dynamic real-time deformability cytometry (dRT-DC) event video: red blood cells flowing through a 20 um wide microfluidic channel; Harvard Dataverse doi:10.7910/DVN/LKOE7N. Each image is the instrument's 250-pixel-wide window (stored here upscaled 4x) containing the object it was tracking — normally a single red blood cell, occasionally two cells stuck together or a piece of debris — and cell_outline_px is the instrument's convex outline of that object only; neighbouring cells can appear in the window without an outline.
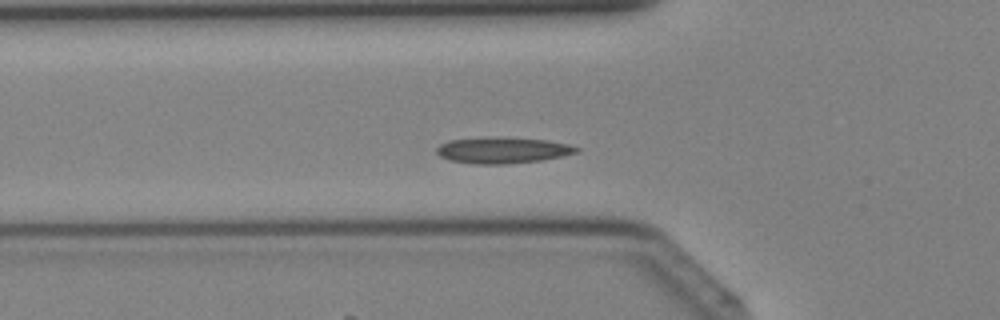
{"species": "Egyptian fruit bat (a non-hibernating species)", "species_latin": "Rousettus aegyptiacus", "temperature_condition": "cold", "stored_images_in_passage": 33, "camera_frame_rate_fps": 3000, "um_per_image_px": 0.085, "animal": {"sex": "female"}, "frame": {"image": 1, "passage_image": 6, "time_ms": 1.667, "image_size_px": [1000, 320], "cell_outline_px": [[580, 152], [540, 160], [504, 164], [476, 164], [448, 160], [440, 156], [436, 152], [436, 148], [440, 144], [448, 140], [544, 140], [568, 144], [580, 148]], "centroid_in_image_um": [42.72, 12.83], "position_along_channel_um": 83.1, "area_um2": 19.94}}
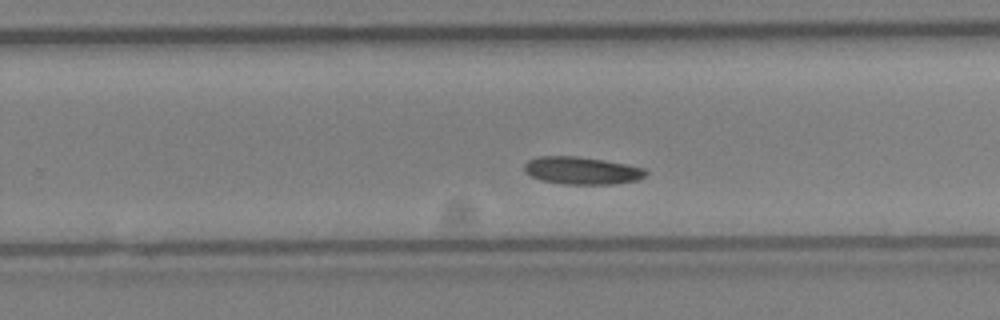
{"frame": {"image": 2, "passage_image": 18, "time_ms": 5.667, "image_size_px": [1000, 320], "cell_outline_px": [[648, 172], [640, 180], [612, 184], [564, 184], [540, 180], [524, 172], [524, 164], [528, 160], [540, 156], [576, 156], [604, 160], [644, 168]], "centroid_in_image_um": [49.44, 14.5], "position_along_channel_um": 280.4, "area_um2": 19.48}}
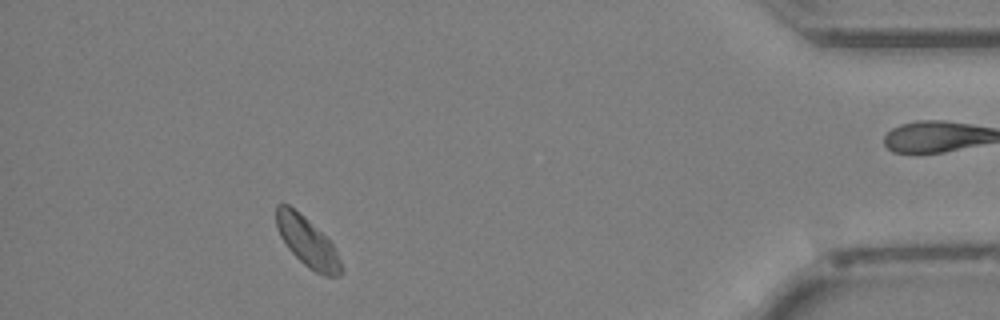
{"frame": {"image": 3, "passage_image": 29, "time_ms": 9.333, "image_size_px": [1000, 320], "cell_outline_px": [[344, 272], [340, 276], [324, 276], [308, 268], [288, 248], [280, 236], [276, 228], [276, 204], [288, 204], [304, 216], [332, 244], [344, 268]], "centroid_in_image_um": [26.12, 20.58], "position_along_channel_um": 409.1, "area_um2": 18.55}}